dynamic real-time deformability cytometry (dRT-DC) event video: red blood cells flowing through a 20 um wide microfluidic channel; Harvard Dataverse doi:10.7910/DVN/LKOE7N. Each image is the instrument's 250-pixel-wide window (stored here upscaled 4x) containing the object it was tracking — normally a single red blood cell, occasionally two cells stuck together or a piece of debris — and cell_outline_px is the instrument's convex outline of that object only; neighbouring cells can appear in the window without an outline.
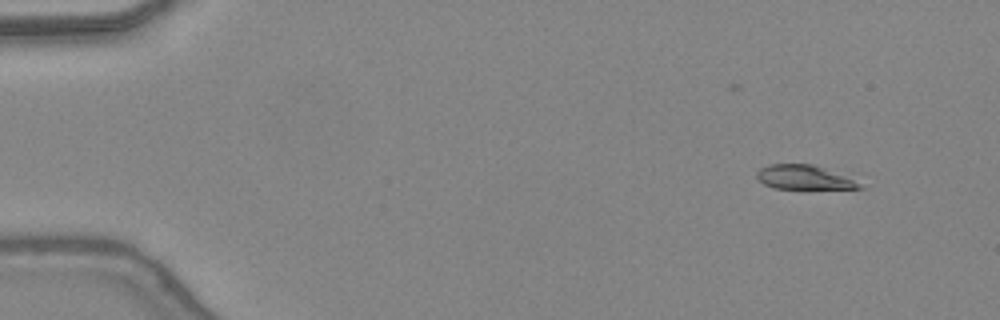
{"species": "common noctule bat (a hibernating species)", "species_latin": "Nyctalus noctula", "temperature_condition": "warm", "stored_images_in_passage": 22, "camera_frame_rate_fps": 3000, "um_per_image_px": 0.085, "animal": {"sex": "female", "body_mass_g": 24.6, "forearm_length_mm": 56.2}, "frame": {"image": 1, "passage_image": 2, "time_ms": 0.333, "image_size_px": [1000, 320], "cell_outline_px": [[864, 188], [776, 188], [764, 184], [756, 176], [756, 172], [760, 168], [768, 164], [812, 164], [852, 180], [860, 184]], "centroid_in_image_um": [68.22, 15.06], "position_along_channel_um": 16.8, "area_um2": 13.81}}
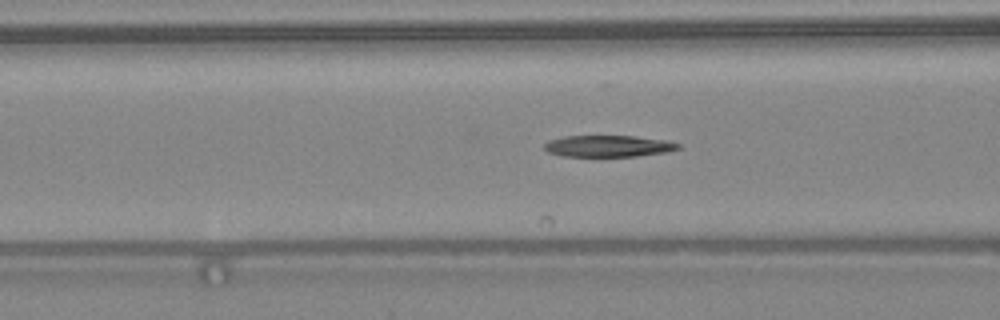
{"frame": {"image": 2, "passage_image": 17, "time_ms": 5.333, "image_size_px": [1000, 320], "cell_outline_px": [[680, 148], [664, 152], [636, 156], [564, 156], [548, 152], [544, 148], [544, 144], [548, 140], [564, 136], [636, 136], [668, 140], [680, 144]], "centroid_in_image_um": [51.7, 12.41], "position_along_channel_um": 114.9, "area_um2": 16.76}}